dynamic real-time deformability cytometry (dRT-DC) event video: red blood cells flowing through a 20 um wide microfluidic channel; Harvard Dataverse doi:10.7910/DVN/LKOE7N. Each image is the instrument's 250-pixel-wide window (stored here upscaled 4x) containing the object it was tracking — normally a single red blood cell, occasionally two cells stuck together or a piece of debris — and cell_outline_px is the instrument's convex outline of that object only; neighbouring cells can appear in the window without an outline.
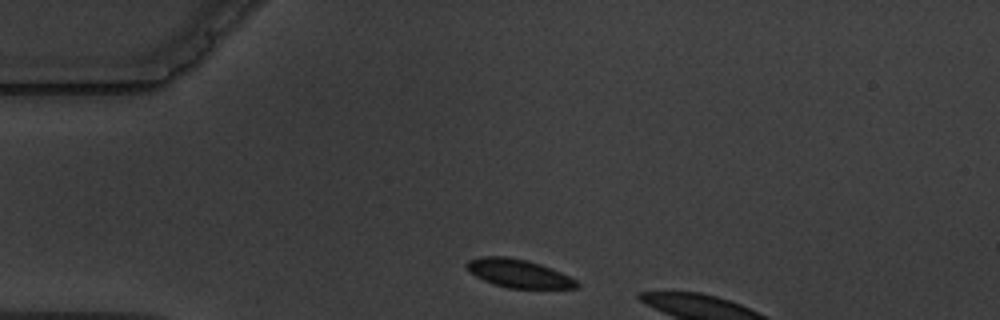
{"species": "common noctule bat (a hibernating species)", "species_latin": "Nyctalus noctula", "temperature_condition": "warm", "stored_images_in_passage": 3, "camera_frame_rate_fps": 3000, "um_per_image_px": 0.085, "animal": {"sex": "male", "body_mass_g": 19.5, "forearm_length_mm": 54.6}, "frame": {"image": 1, "passage_image": 1, "time_ms": 0.0, "image_size_px": [1000, 320], "cell_outline_px": [[580, 288], [508, 288], [484, 280], [476, 276], [464, 264], [468, 260], [480, 256], [508, 256], [528, 260], [552, 268], [576, 280], [580, 284]], "centroid_in_image_um": [44.09, 23.22], "position_along_channel_um": 40.9, "area_um2": 18.09}}